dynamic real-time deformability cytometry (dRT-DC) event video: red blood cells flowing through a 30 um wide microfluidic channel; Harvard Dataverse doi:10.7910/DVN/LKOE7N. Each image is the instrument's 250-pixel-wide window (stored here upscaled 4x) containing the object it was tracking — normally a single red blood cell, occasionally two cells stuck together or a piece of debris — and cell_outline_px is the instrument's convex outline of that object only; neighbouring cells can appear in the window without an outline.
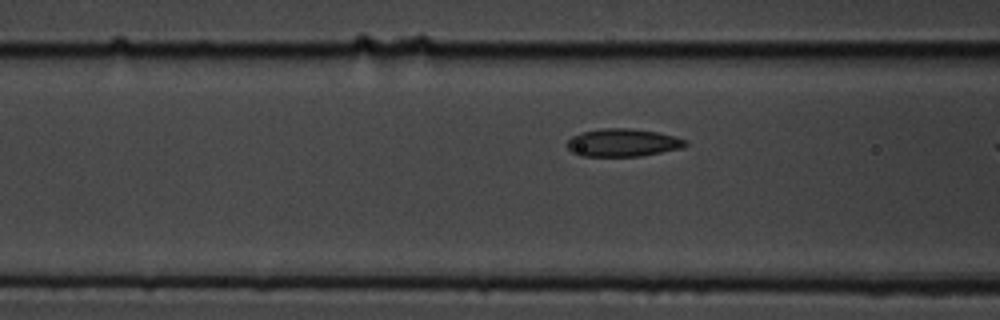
{"species": "common noctule bat (a hibernating species)", "species_latin": "Nyctalus noctula", "temperature_condition": "cold", "stored_images_in_passage": 15, "camera_frame_rate_fps": 3000, "um_per_image_px": 0.085, "animal": {"sex": "male", "body_mass_g": 19.5, "forearm_length_mm": 54.6}, "frame": {"image": 1, "passage_image": 13, "time_ms": 4.0, "image_size_px": [1000, 320], "cell_outline_px": [[688, 144], [684, 148], [640, 156], [580, 156], [572, 152], [568, 148], [568, 140], [572, 136], [584, 132], [604, 128], [628, 128], [656, 132], [688, 140]], "centroid_in_image_um": [52.97, 12.13], "position_along_channel_um": 113.6, "area_um2": 19.07}}